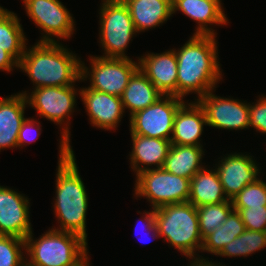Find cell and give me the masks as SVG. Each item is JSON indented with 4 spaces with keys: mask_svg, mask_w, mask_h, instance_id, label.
<instances>
[{
    "mask_svg": "<svg viewBox=\"0 0 266 266\" xmlns=\"http://www.w3.org/2000/svg\"><path fill=\"white\" fill-rule=\"evenodd\" d=\"M158 233L175 249L195 259V250L202 248L196 207L190 202L164 205L154 209Z\"/></svg>",
    "mask_w": 266,
    "mask_h": 266,
    "instance_id": "5",
    "label": "cell"
},
{
    "mask_svg": "<svg viewBox=\"0 0 266 266\" xmlns=\"http://www.w3.org/2000/svg\"><path fill=\"white\" fill-rule=\"evenodd\" d=\"M197 100L204 110L209 126L229 130L249 127V104L237 99L217 97L212 90Z\"/></svg>",
    "mask_w": 266,
    "mask_h": 266,
    "instance_id": "11",
    "label": "cell"
},
{
    "mask_svg": "<svg viewBox=\"0 0 266 266\" xmlns=\"http://www.w3.org/2000/svg\"><path fill=\"white\" fill-rule=\"evenodd\" d=\"M26 104V97L22 93L0 98V150L18 147L19 130L26 119L24 118Z\"/></svg>",
    "mask_w": 266,
    "mask_h": 266,
    "instance_id": "19",
    "label": "cell"
},
{
    "mask_svg": "<svg viewBox=\"0 0 266 266\" xmlns=\"http://www.w3.org/2000/svg\"><path fill=\"white\" fill-rule=\"evenodd\" d=\"M246 230L239 213L232 210L220 227L203 239L201 250L218 255L224 246Z\"/></svg>",
    "mask_w": 266,
    "mask_h": 266,
    "instance_id": "26",
    "label": "cell"
},
{
    "mask_svg": "<svg viewBox=\"0 0 266 266\" xmlns=\"http://www.w3.org/2000/svg\"><path fill=\"white\" fill-rule=\"evenodd\" d=\"M163 94L153 83L138 69L130 78L121 101L124 109L130 110V116L155 103Z\"/></svg>",
    "mask_w": 266,
    "mask_h": 266,
    "instance_id": "23",
    "label": "cell"
},
{
    "mask_svg": "<svg viewBox=\"0 0 266 266\" xmlns=\"http://www.w3.org/2000/svg\"><path fill=\"white\" fill-rule=\"evenodd\" d=\"M266 246V231H252L246 229L241 235L229 242L222 251L220 256L236 257L249 256Z\"/></svg>",
    "mask_w": 266,
    "mask_h": 266,
    "instance_id": "27",
    "label": "cell"
},
{
    "mask_svg": "<svg viewBox=\"0 0 266 266\" xmlns=\"http://www.w3.org/2000/svg\"><path fill=\"white\" fill-rule=\"evenodd\" d=\"M233 209L239 213L246 229L252 231H265L266 206Z\"/></svg>",
    "mask_w": 266,
    "mask_h": 266,
    "instance_id": "31",
    "label": "cell"
},
{
    "mask_svg": "<svg viewBox=\"0 0 266 266\" xmlns=\"http://www.w3.org/2000/svg\"><path fill=\"white\" fill-rule=\"evenodd\" d=\"M89 259L85 262V263H83L81 266H89Z\"/></svg>",
    "mask_w": 266,
    "mask_h": 266,
    "instance_id": "37",
    "label": "cell"
},
{
    "mask_svg": "<svg viewBox=\"0 0 266 266\" xmlns=\"http://www.w3.org/2000/svg\"><path fill=\"white\" fill-rule=\"evenodd\" d=\"M225 196L226 194L216 169L212 171L203 167L190 179L188 202L195 207L231 201Z\"/></svg>",
    "mask_w": 266,
    "mask_h": 266,
    "instance_id": "22",
    "label": "cell"
},
{
    "mask_svg": "<svg viewBox=\"0 0 266 266\" xmlns=\"http://www.w3.org/2000/svg\"><path fill=\"white\" fill-rule=\"evenodd\" d=\"M14 66L18 67V62L8 52L0 48V70L10 72Z\"/></svg>",
    "mask_w": 266,
    "mask_h": 266,
    "instance_id": "35",
    "label": "cell"
},
{
    "mask_svg": "<svg viewBox=\"0 0 266 266\" xmlns=\"http://www.w3.org/2000/svg\"><path fill=\"white\" fill-rule=\"evenodd\" d=\"M28 204L27 197L0 186V235L16 236L25 240L32 232Z\"/></svg>",
    "mask_w": 266,
    "mask_h": 266,
    "instance_id": "13",
    "label": "cell"
},
{
    "mask_svg": "<svg viewBox=\"0 0 266 266\" xmlns=\"http://www.w3.org/2000/svg\"><path fill=\"white\" fill-rule=\"evenodd\" d=\"M100 43L105 58L130 59L125 49L136 33L129 9L123 0H103L100 9Z\"/></svg>",
    "mask_w": 266,
    "mask_h": 266,
    "instance_id": "6",
    "label": "cell"
},
{
    "mask_svg": "<svg viewBox=\"0 0 266 266\" xmlns=\"http://www.w3.org/2000/svg\"><path fill=\"white\" fill-rule=\"evenodd\" d=\"M22 248V249H21ZM25 240L16 236L0 235V266H23Z\"/></svg>",
    "mask_w": 266,
    "mask_h": 266,
    "instance_id": "30",
    "label": "cell"
},
{
    "mask_svg": "<svg viewBox=\"0 0 266 266\" xmlns=\"http://www.w3.org/2000/svg\"><path fill=\"white\" fill-rule=\"evenodd\" d=\"M139 69L164 95L177 97V57L175 50L146 54L138 60Z\"/></svg>",
    "mask_w": 266,
    "mask_h": 266,
    "instance_id": "15",
    "label": "cell"
},
{
    "mask_svg": "<svg viewBox=\"0 0 266 266\" xmlns=\"http://www.w3.org/2000/svg\"><path fill=\"white\" fill-rule=\"evenodd\" d=\"M133 150L131 153L132 169L136 171V176L150 169L144 165H155L156 169L162 168L171 146L170 140L161 138H149L141 135L131 134ZM142 166H139L140 164Z\"/></svg>",
    "mask_w": 266,
    "mask_h": 266,
    "instance_id": "21",
    "label": "cell"
},
{
    "mask_svg": "<svg viewBox=\"0 0 266 266\" xmlns=\"http://www.w3.org/2000/svg\"><path fill=\"white\" fill-rule=\"evenodd\" d=\"M135 194L150 201L153 208L188 202L190 179L174 175L163 168L147 169L136 176Z\"/></svg>",
    "mask_w": 266,
    "mask_h": 266,
    "instance_id": "7",
    "label": "cell"
},
{
    "mask_svg": "<svg viewBox=\"0 0 266 266\" xmlns=\"http://www.w3.org/2000/svg\"><path fill=\"white\" fill-rule=\"evenodd\" d=\"M36 121H34V119H25L24 122L22 123V126L19 130V135H18V140H17V146H24L25 143L30 144V142L32 140H35V138L37 139L40 135V125H38L37 123H34ZM35 124H37V129L35 130V133H37V135L35 136V138H33L30 135V131H32L35 128ZM34 127V128H33ZM34 133V132H33ZM29 134V135H28ZM32 134V133H31ZM31 136V137H30ZM29 142V143H28Z\"/></svg>",
    "mask_w": 266,
    "mask_h": 266,
    "instance_id": "33",
    "label": "cell"
},
{
    "mask_svg": "<svg viewBox=\"0 0 266 266\" xmlns=\"http://www.w3.org/2000/svg\"><path fill=\"white\" fill-rule=\"evenodd\" d=\"M202 146L171 144L163 169L177 176L191 179L203 167L200 165Z\"/></svg>",
    "mask_w": 266,
    "mask_h": 266,
    "instance_id": "24",
    "label": "cell"
},
{
    "mask_svg": "<svg viewBox=\"0 0 266 266\" xmlns=\"http://www.w3.org/2000/svg\"><path fill=\"white\" fill-rule=\"evenodd\" d=\"M24 4L28 16L46 33L40 42H55L52 36L68 39L73 34L74 20L59 0H24Z\"/></svg>",
    "mask_w": 266,
    "mask_h": 266,
    "instance_id": "9",
    "label": "cell"
},
{
    "mask_svg": "<svg viewBox=\"0 0 266 266\" xmlns=\"http://www.w3.org/2000/svg\"><path fill=\"white\" fill-rule=\"evenodd\" d=\"M233 208H249L266 206V183L258 179L245 186L231 199Z\"/></svg>",
    "mask_w": 266,
    "mask_h": 266,
    "instance_id": "29",
    "label": "cell"
},
{
    "mask_svg": "<svg viewBox=\"0 0 266 266\" xmlns=\"http://www.w3.org/2000/svg\"><path fill=\"white\" fill-rule=\"evenodd\" d=\"M220 0H173L172 13L179 10L198 22L194 34L215 35L214 30L207 28L209 24H226L227 18L221 8Z\"/></svg>",
    "mask_w": 266,
    "mask_h": 266,
    "instance_id": "18",
    "label": "cell"
},
{
    "mask_svg": "<svg viewBox=\"0 0 266 266\" xmlns=\"http://www.w3.org/2000/svg\"><path fill=\"white\" fill-rule=\"evenodd\" d=\"M218 168H215L226 197L231 200L245 186L255 183L260 173L252 156L232 154L222 159Z\"/></svg>",
    "mask_w": 266,
    "mask_h": 266,
    "instance_id": "14",
    "label": "cell"
},
{
    "mask_svg": "<svg viewBox=\"0 0 266 266\" xmlns=\"http://www.w3.org/2000/svg\"><path fill=\"white\" fill-rule=\"evenodd\" d=\"M190 266H220L218 263H212L209 260L203 259V258H197L192 261ZM223 266V265H222Z\"/></svg>",
    "mask_w": 266,
    "mask_h": 266,
    "instance_id": "36",
    "label": "cell"
},
{
    "mask_svg": "<svg viewBox=\"0 0 266 266\" xmlns=\"http://www.w3.org/2000/svg\"><path fill=\"white\" fill-rule=\"evenodd\" d=\"M91 86L88 88L121 97L139 64L132 59L91 57Z\"/></svg>",
    "mask_w": 266,
    "mask_h": 266,
    "instance_id": "10",
    "label": "cell"
},
{
    "mask_svg": "<svg viewBox=\"0 0 266 266\" xmlns=\"http://www.w3.org/2000/svg\"><path fill=\"white\" fill-rule=\"evenodd\" d=\"M25 48L18 68L26 72L35 88L64 87L85 80L90 71L72 53L55 42H38L31 49Z\"/></svg>",
    "mask_w": 266,
    "mask_h": 266,
    "instance_id": "3",
    "label": "cell"
},
{
    "mask_svg": "<svg viewBox=\"0 0 266 266\" xmlns=\"http://www.w3.org/2000/svg\"><path fill=\"white\" fill-rule=\"evenodd\" d=\"M199 218V230L202 239L216 230L227 219L233 210L232 202L210 204L196 207Z\"/></svg>",
    "mask_w": 266,
    "mask_h": 266,
    "instance_id": "28",
    "label": "cell"
},
{
    "mask_svg": "<svg viewBox=\"0 0 266 266\" xmlns=\"http://www.w3.org/2000/svg\"><path fill=\"white\" fill-rule=\"evenodd\" d=\"M138 33L155 28L172 16L171 0H123Z\"/></svg>",
    "mask_w": 266,
    "mask_h": 266,
    "instance_id": "20",
    "label": "cell"
},
{
    "mask_svg": "<svg viewBox=\"0 0 266 266\" xmlns=\"http://www.w3.org/2000/svg\"><path fill=\"white\" fill-rule=\"evenodd\" d=\"M215 35L193 36L178 50L177 97L196 92L198 98L214 89L221 77Z\"/></svg>",
    "mask_w": 266,
    "mask_h": 266,
    "instance_id": "2",
    "label": "cell"
},
{
    "mask_svg": "<svg viewBox=\"0 0 266 266\" xmlns=\"http://www.w3.org/2000/svg\"><path fill=\"white\" fill-rule=\"evenodd\" d=\"M142 222L144 221L145 224L142 225V227H145L148 234L152 233V237H161L158 233L157 226L155 224V213L154 209L150 212H145V217L142 218Z\"/></svg>",
    "mask_w": 266,
    "mask_h": 266,
    "instance_id": "34",
    "label": "cell"
},
{
    "mask_svg": "<svg viewBox=\"0 0 266 266\" xmlns=\"http://www.w3.org/2000/svg\"><path fill=\"white\" fill-rule=\"evenodd\" d=\"M266 133V97H262L255 105L249 104V127Z\"/></svg>",
    "mask_w": 266,
    "mask_h": 266,
    "instance_id": "32",
    "label": "cell"
},
{
    "mask_svg": "<svg viewBox=\"0 0 266 266\" xmlns=\"http://www.w3.org/2000/svg\"><path fill=\"white\" fill-rule=\"evenodd\" d=\"M69 134L68 127H64L59 147L60 156L56 174V201L54 205L61 228L55 230L74 233L86 240L88 197L69 143Z\"/></svg>",
    "mask_w": 266,
    "mask_h": 266,
    "instance_id": "1",
    "label": "cell"
},
{
    "mask_svg": "<svg viewBox=\"0 0 266 266\" xmlns=\"http://www.w3.org/2000/svg\"><path fill=\"white\" fill-rule=\"evenodd\" d=\"M79 94L94 126L106 130L117 127L124 113L121 97L90 88L81 89Z\"/></svg>",
    "mask_w": 266,
    "mask_h": 266,
    "instance_id": "16",
    "label": "cell"
},
{
    "mask_svg": "<svg viewBox=\"0 0 266 266\" xmlns=\"http://www.w3.org/2000/svg\"><path fill=\"white\" fill-rule=\"evenodd\" d=\"M76 92L74 86L70 85L35 88L29 96L25 92L22 94L25 95L27 104L32 105L31 107H34L41 117L62 124L74 109Z\"/></svg>",
    "mask_w": 266,
    "mask_h": 266,
    "instance_id": "12",
    "label": "cell"
},
{
    "mask_svg": "<svg viewBox=\"0 0 266 266\" xmlns=\"http://www.w3.org/2000/svg\"><path fill=\"white\" fill-rule=\"evenodd\" d=\"M32 236L25 238L29 266H81L88 260L87 240L77 234L51 229L37 240Z\"/></svg>",
    "mask_w": 266,
    "mask_h": 266,
    "instance_id": "4",
    "label": "cell"
},
{
    "mask_svg": "<svg viewBox=\"0 0 266 266\" xmlns=\"http://www.w3.org/2000/svg\"><path fill=\"white\" fill-rule=\"evenodd\" d=\"M183 103L182 98L174 95H166L164 98L163 95L155 103L130 117L131 134L170 140L175 114Z\"/></svg>",
    "mask_w": 266,
    "mask_h": 266,
    "instance_id": "8",
    "label": "cell"
},
{
    "mask_svg": "<svg viewBox=\"0 0 266 266\" xmlns=\"http://www.w3.org/2000/svg\"><path fill=\"white\" fill-rule=\"evenodd\" d=\"M17 15L7 9L0 10V48L20 62L27 40Z\"/></svg>",
    "mask_w": 266,
    "mask_h": 266,
    "instance_id": "25",
    "label": "cell"
},
{
    "mask_svg": "<svg viewBox=\"0 0 266 266\" xmlns=\"http://www.w3.org/2000/svg\"><path fill=\"white\" fill-rule=\"evenodd\" d=\"M203 125L208 124L204 110L199 103H189L188 106L183 103L174 117L171 144L202 146L198 141Z\"/></svg>",
    "mask_w": 266,
    "mask_h": 266,
    "instance_id": "17",
    "label": "cell"
}]
</instances>
